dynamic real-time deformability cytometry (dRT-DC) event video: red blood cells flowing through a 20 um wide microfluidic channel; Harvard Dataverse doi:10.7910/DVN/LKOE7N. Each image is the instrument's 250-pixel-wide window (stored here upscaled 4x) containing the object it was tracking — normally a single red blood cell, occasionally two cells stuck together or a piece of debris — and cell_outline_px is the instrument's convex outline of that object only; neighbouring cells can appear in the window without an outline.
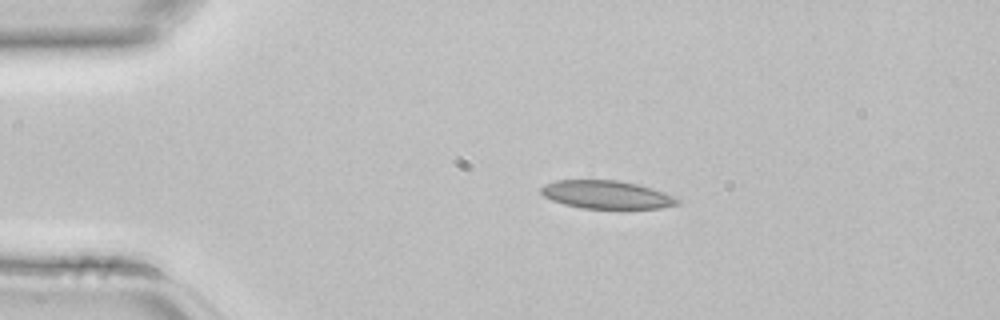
{"species": "common noctule bat (a hibernating species)", "species_latin": "Nyctalus noctula", "temperature_condition": "room temperature", "stored_images_in_passage": 2, "camera_frame_rate_fps": 3000, "um_per_image_px": 0.085, "animal": {"sex": "female", "body_mass_g": 22.7, "forearm_length_mm": 54.2}, "frame": {"image": 1, "passage_image": 1, "time_ms": 0.0, "image_size_px": [1000, 320], "cell_outline_px": [[680, 204], [660, 208], [584, 208], [564, 204], [552, 200], [544, 196], [540, 192], [540, 188], [544, 184], [556, 180], [616, 180], [636, 184], [652, 188], [664, 192], [680, 200]], "centroid_in_image_um": [51.54, 16.54], "position_along_channel_um": 33.5, "area_um2": 22.2}}